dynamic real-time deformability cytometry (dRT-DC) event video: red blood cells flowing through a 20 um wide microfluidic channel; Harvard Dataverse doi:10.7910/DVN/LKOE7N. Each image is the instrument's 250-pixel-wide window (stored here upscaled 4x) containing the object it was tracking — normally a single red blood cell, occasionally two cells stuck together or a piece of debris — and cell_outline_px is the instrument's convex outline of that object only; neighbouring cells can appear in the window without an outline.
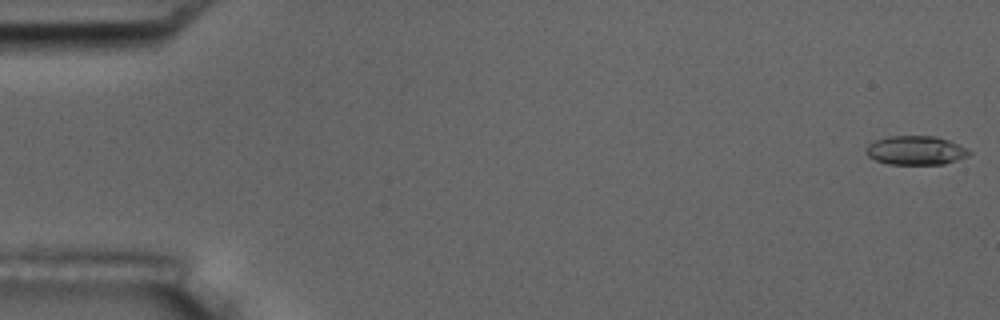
{"species": "common noctule bat (a hibernating species)", "species_latin": "Nyctalus noctula", "temperature_condition": "room temperature", "stored_images_in_passage": 5, "camera_frame_rate_fps": 3000, "um_per_image_px": 0.085, "animal": {"sex": "male", "body_mass_g": 17.5, "forearm_length_mm": 52.3}, "frame": {"image": 1, "passage_image": 1, "time_ms": 0.0, "image_size_px": [1000, 320], "cell_outline_px": [[972, 152], [968, 156], [944, 164], [888, 164], [876, 160], [868, 156], [868, 144], [872, 140], [888, 136], [936, 136], [948, 140], [968, 148]], "centroid_in_image_um": [77.86, 12.77], "position_along_channel_um": 7.1, "area_um2": 17.4}}
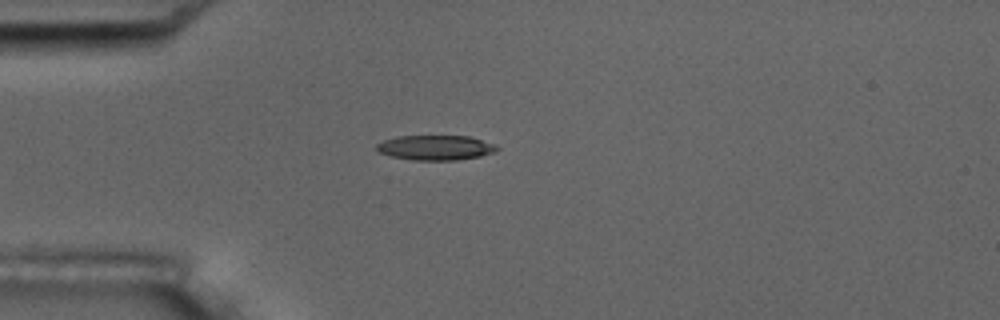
{"frame": {"image": 2, "passage_image": 5, "time_ms": 4.667, "image_size_px": [1000, 320], "cell_outline_px": [[500, 148], [496, 152], [480, 156], [456, 160], [412, 160], [392, 156], [376, 152], [376, 144], [384, 140], [396, 136], [468, 136], [492, 144]], "centroid_in_image_um": [36.98, 12.55], "position_along_channel_um": 48.0, "area_um2": 17.4}}